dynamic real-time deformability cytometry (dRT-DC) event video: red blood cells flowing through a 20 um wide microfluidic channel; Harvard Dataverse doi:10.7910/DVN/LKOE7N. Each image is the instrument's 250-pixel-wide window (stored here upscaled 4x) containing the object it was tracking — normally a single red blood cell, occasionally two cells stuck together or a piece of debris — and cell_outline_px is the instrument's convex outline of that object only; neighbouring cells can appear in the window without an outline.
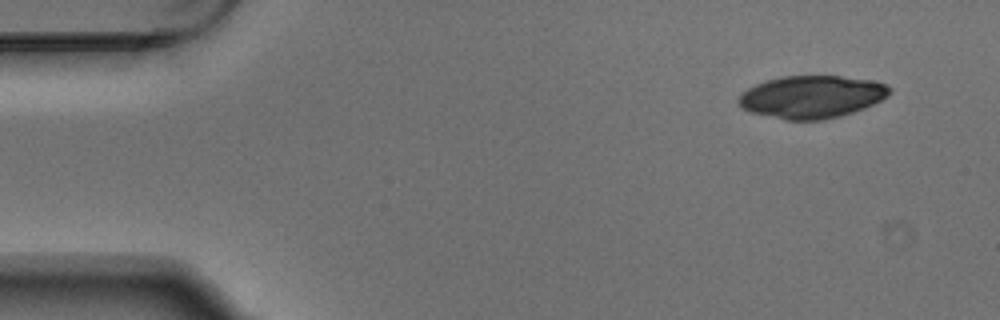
{"species": "Egyptian fruit bat (a non-hibernating species)", "species_latin": "Rousettus aegyptiacus", "temperature_condition": "warm", "stored_images_in_passage": 5, "segment_of_instrument_passage": [1, 2], "camera_frame_rate_fps": 3000, "um_per_image_px": 0.085, "animal": {"sex": "male"}, "frame": {"image": 1, "passage_image": 1, "time_ms": 0.0, "image_size_px": [1000, 320], "cell_outline_px": [[892, 92], [888, 96], [864, 108], [840, 116], [820, 120], [788, 120], [752, 112], [744, 108], [736, 100], [748, 88], [764, 80], [780, 76], [840, 76], [872, 80], [888, 84], [892, 88]], "centroid_in_image_um": [69.03, 8.21], "position_along_channel_um": 16.0, "area_um2": 37.34}}